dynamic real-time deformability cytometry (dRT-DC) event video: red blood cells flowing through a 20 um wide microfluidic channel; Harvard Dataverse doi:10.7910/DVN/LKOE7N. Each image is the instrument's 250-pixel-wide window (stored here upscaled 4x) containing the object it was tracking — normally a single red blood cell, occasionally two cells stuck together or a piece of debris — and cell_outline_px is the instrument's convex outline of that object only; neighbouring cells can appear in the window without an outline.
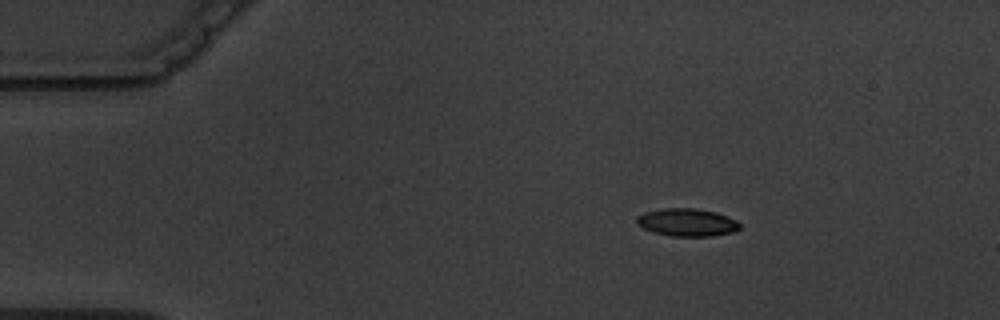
{"species": "common noctule bat (a hibernating species)", "species_latin": "Nyctalus noctula", "temperature_condition": "warm", "stored_images_in_passage": 4, "camera_frame_rate_fps": 3000, "um_per_image_px": 0.085, "animal": {"sex": "male", "body_mass_g": 19.5, "forearm_length_mm": 54.6}, "frame": {"image": 1, "passage_image": 1, "time_ms": 0.0, "image_size_px": [1000, 320], "cell_outline_px": [[740, 228], [736, 232], [712, 236], [672, 236], [652, 232], [636, 224], [636, 216], [644, 212], [664, 208], [696, 208], [716, 212], [728, 216], [736, 220], [740, 224]], "centroid_in_image_um": [58.41, 18.9], "position_along_channel_um": 26.6, "area_um2": 16.88}}
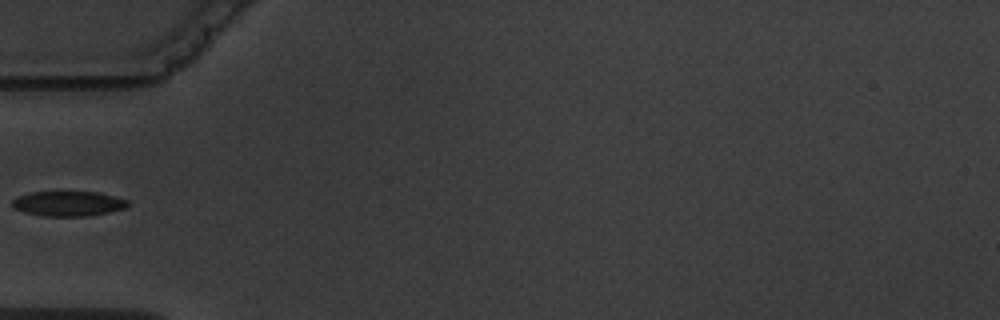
{"frame": {"image": 2, "passage_image": 4, "time_ms": 3.333, "image_size_px": [1000, 320], "cell_outline_px": [[128, 204], [124, 208], [108, 212], [88, 216], [44, 216], [24, 212], [12, 208], [12, 200], [16, 196], [28, 192], [100, 192], [128, 200]], "centroid_in_image_um": [5.75, 17.3], "position_along_channel_um": 79.3, "area_um2": 16.88}}